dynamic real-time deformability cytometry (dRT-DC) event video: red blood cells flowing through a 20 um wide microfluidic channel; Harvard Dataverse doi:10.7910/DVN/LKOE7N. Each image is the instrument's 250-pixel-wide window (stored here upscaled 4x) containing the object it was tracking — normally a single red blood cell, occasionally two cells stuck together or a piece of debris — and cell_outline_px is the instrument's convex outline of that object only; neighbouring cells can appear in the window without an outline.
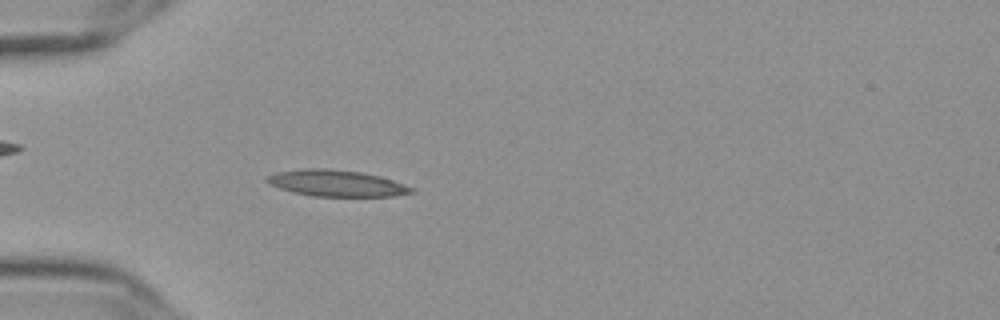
{"species": "Egyptian fruit bat (a non-hibernating species)", "species_latin": "Rousettus aegyptiacus", "temperature_condition": "cold", "stored_images_in_passage": 56, "camera_frame_rate_fps": 3000, "um_per_image_px": 0.085, "frame": {"image": 1, "passage_image": 17, "time_ms": 5.333, "image_size_px": [1000, 320], "cell_outline_px": [[416, 192], [392, 196], [312, 196], [292, 192], [268, 184], [264, 180], [264, 176], [276, 172], [304, 168], [332, 168], [364, 172], [380, 176], [416, 188]], "centroid_in_image_um": [28.58, 15.56], "position_along_channel_um": 56.4, "area_um2": 22.6}}
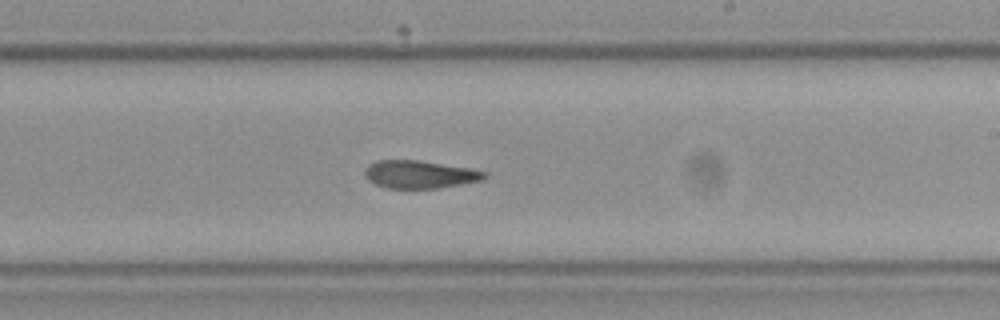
{"frame": {"image": 2, "passage_image": 34, "time_ms": 11.0, "image_size_px": [1000, 320], "cell_outline_px": [[488, 176], [480, 180], [460, 184], [436, 188], [388, 188], [376, 184], [368, 180], [364, 176], [364, 168], [368, 164], [376, 160], [420, 160], [468, 168], [488, 172]], "centroid_in_image_um": [35.63, 14.81], "position_along_channel_um": 253.4, "area_um2": 19.36}}
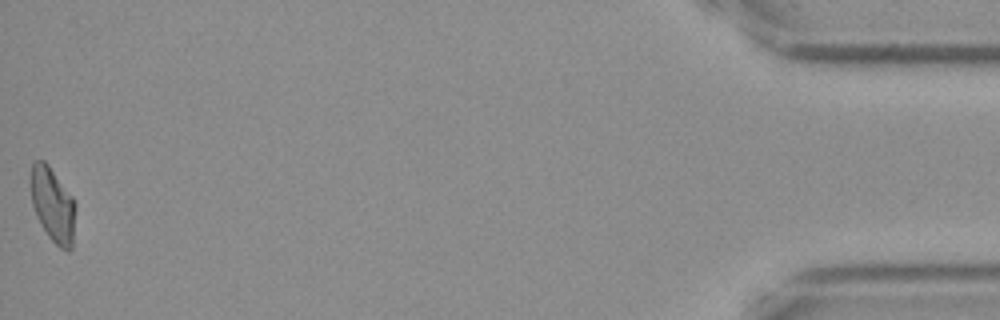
{"frame": {"image": 3, "passage_image": 56, "time_ms": 18.333, "image_size_px": [1000, 320], "cell_outline_px": [[76, 208], [72, 248], [68, 252], [60, 248], [48, 236], [40, 224], [36, 216], [32, 204], [32, 160], [44, 160], [48, 164], [72, 196], [76, 204]], "centroid_in_image_um": [4.51, 17.44], "position_along_channel_um": 430.7, "area_um2": 19.42}, "authors_computed_cell_mechanics": {"area_um2": 19.941, "velocity_mm_per_s": 3.6303, "shape_relaxation_time_tau1_ms": null, "shape_relaxation_time_tau2_ms": 3.263, "deformation_change_tau1": null, "deformation_change_tau2": 0.1071}}